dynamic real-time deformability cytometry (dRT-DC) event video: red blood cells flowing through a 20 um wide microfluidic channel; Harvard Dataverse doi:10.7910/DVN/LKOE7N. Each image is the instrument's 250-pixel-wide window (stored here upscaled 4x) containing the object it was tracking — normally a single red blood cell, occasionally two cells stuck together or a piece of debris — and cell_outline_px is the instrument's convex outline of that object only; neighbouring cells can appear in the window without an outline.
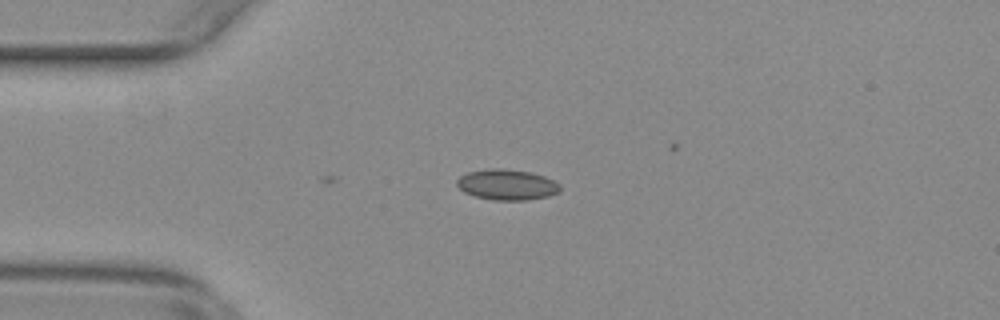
{"species": "common noctule bat (a hibernating species)", "species_latin": "Nyctalus noctula", "temperature_condition": "warm", "stored_images_in_passage": 4, "camera_frame_rate_fps": 3000, "um_per_image_px": 0.085, "animal": {"sex": "female", "body_mass_g": 29.2, "forearm_length_mm": 56.3}, "frame": {"image": 1, "passage_image": 1, "time_ms": 0.0, "image_size_px": [1000, 320], "cell_outline_px": [[560, 192], [548, 196], [528, 200], [492, 200], [476, 196], [464, 192], [456, 184], [456, 180], [460, 176], [468, 172], [488, 168], [504, 168], [532, 172], [544, 176], [560, 184]], "centroid_in_image_um": [43.09, 15.69], "position_along_channel_um": 41.9, "area_um2": 18.55}}